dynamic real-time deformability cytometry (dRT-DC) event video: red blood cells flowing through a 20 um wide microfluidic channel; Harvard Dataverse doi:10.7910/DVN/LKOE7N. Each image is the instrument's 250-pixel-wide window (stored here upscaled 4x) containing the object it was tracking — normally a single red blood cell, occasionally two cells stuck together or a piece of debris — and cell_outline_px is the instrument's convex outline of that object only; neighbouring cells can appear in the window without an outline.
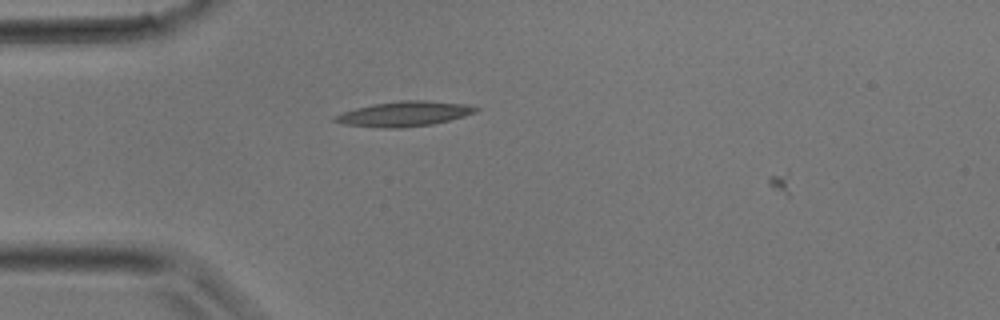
{"species": "common noctule bat (a hibernating species)", "species_latin": "Nyctalus noctula", "temperature_condition": "room temperature", "stored_images_in_passage": 6, "camera_frame_rate_fps": 3000, "um_per_image_px": 0.085, "animal": {"sex": "male", "body_mass_g": 17.9}, "frame": {"image": 1, "passage_image": 5, "time_ms": 1.333, "image_size_px": [1000, 320], "cell_outline_px": [[480, 108], [476, 112], [464, 116], [432, 124], [400, 128], [384, 128], [344, 124], [332, 120], [332, 116], [356, 108], [372, 104], [400, 100], [424, 100], [464, 104]], "centroid_in_image_um": [34.33, 9.67], "position_along_channel_um": 50.7, "area_um2": 20.35}}